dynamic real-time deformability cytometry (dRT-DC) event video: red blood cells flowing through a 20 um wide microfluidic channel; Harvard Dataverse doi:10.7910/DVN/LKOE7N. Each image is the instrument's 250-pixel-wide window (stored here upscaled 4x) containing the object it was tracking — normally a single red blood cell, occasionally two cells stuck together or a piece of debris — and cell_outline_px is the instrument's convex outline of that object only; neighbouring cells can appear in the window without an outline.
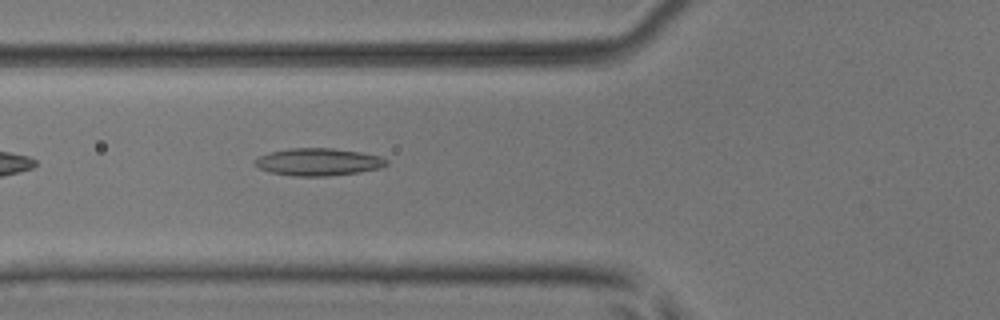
{"species": "common noctule bat (a hibernating species)", "species_latin": "Nyctalus noctula", "temperature_condition": "room temperature", "stored_images_in_passage": 6, "camera_frame_rate_fps": 3000, "um_per_image_px": 0.085, "animal": {"sex": "male", "body_mass_g": 17.9, "forearm_length_mm": 54.2}, "frame": {"image": 1, "passage_image": 6, "time_ms": 1.667, "image_size_px": [1000, 320], "cell_outline_px": [[388, 164], [380, 168], [360, 172], [328, 176], [296, 176], [268, 172], [260, 168], [252, 160], [268, 152], [292, 148], [332, 148], [360, 152], [380, 156], [388, 160]], "centroid_in_image_um": [27.06, 13.76], "position_along_channel_um": 98.7, "area_um2": 21.04}}